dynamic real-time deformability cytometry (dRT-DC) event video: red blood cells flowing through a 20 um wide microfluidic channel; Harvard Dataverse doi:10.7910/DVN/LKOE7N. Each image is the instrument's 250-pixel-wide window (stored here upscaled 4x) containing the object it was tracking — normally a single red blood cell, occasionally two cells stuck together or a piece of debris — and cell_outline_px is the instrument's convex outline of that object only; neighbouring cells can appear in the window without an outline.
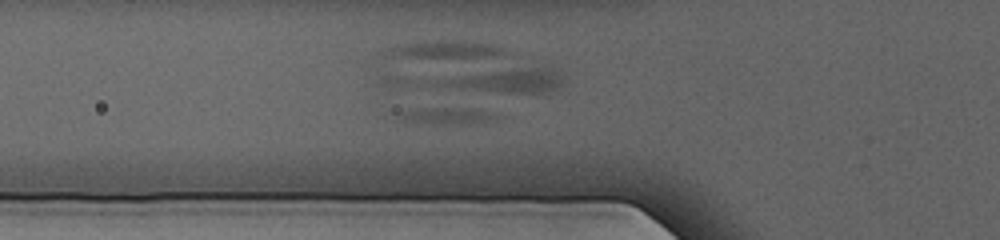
{"species": "human", "species_latin": "Homo sapiens", "temperature_condition": "cold", "stored_images_in_passage": 44, "segment_of_instrument_passage": [2, 2], "camera_frame_rate_fps": 3000, "um_per_image_px": 0.085, "donor": {"sex": "female"}, "frame": {"image": 1, "passage_image": 12, "time_ms": 3.667, "image_size_px": [1000, 240], "cell_outline_px": [[564, 80], [556, 88], [548, 92], [536, 96], [460, 88], [428, 84], [436, 80], [504, 68], [552, 68], [560, 72], [564, 76]], "centroid_in_image_um": [43.2, 6.88], "position_along_channel_um": 82.6, "area_um2": 17.74}}